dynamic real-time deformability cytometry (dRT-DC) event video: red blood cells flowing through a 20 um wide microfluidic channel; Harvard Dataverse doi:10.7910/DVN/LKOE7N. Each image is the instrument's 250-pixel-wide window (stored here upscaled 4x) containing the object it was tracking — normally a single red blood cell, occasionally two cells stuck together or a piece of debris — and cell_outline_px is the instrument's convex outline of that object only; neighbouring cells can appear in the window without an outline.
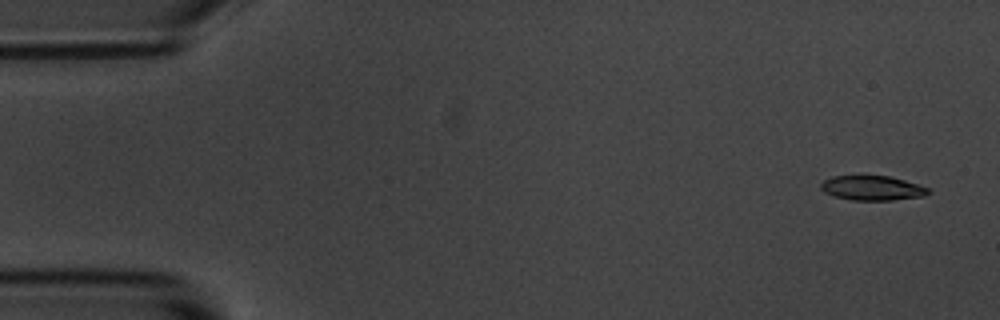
{"species": "common noctule bat (a hibernating species)", "species_latin": "Nyctalus noctula", "temperature_condition": "room temperature", "stored_images_in_passage": 4, "camera_frame_rate_fps": 3000, "um_per_image_px": 0.085, "animal": {"sex": "male", "body_mass_g": 20.1, "forearm_length_mm": 53.5}, "frame": {"image": 1, "passage_image": 1, "time_ms": 0.0, "image_size_px": [1000, 320], "cell_outline_px": [[932, 192], [924, 196], [892, 200], [852, 200], [836, 196], [824, 192], [820, 188], [820, 184], [824, 180], [832, 176], [860, 172], [888, 176], [904, 180], [928, 188]], "centroid_in_image_um": [74.09, 15.93], "position_along_channel_um": 10.9, "area_um2": 16.07}}
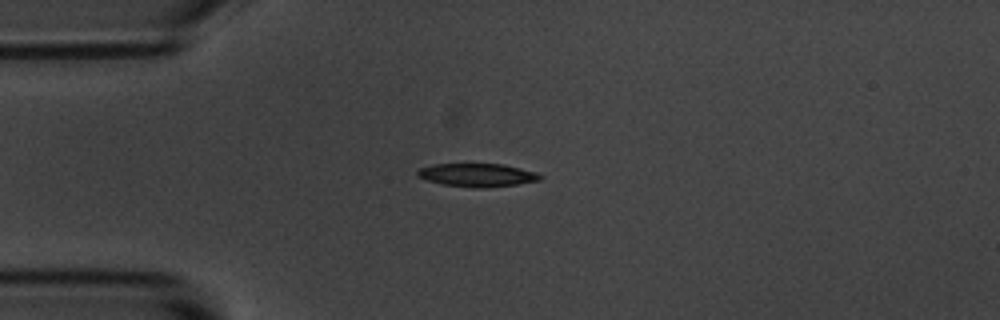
{"frame": {"image": 2, "passage_image": 4, "time_ms": 3.667, "image_size_px": [1000, 320], "cell_outline_px": [[544, 176], [540, 180], [516, 184], [480, 188], [476, 188], [444, 184], [428, 180], [416, 176], [416, 172], [420, 168], [436, 164], [504, 164], [536, 172]], "centroid_in_image_um": [40.58, 14.87], "position_along_channel_um": 44.4, "area_um2": 16.42}}